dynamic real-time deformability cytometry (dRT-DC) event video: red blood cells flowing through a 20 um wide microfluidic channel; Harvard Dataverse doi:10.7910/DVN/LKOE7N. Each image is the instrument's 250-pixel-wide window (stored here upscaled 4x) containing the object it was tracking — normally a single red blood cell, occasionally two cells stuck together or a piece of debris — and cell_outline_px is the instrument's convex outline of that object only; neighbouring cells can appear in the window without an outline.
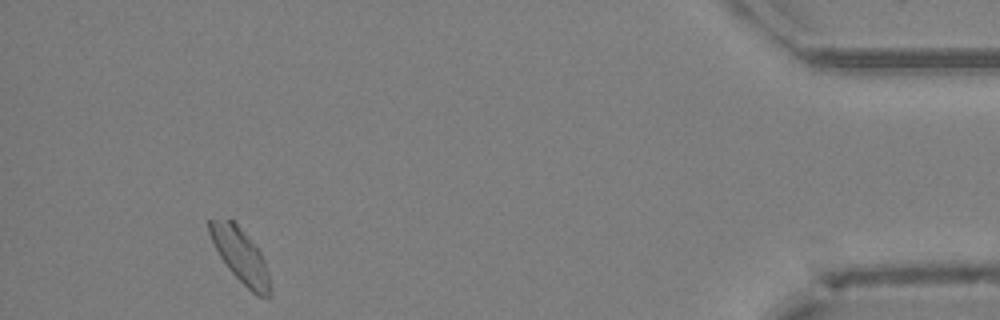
{"species": "Egyptian fruit bat (a non-hibernating species)", "species_latin": "Rousettus aegyptiacus", "temperature_condition": "cold", "stored_images_in_passage": 40, "camera_frame_rate_fps": 3000, "um_per_image_px": 0.085, "animal": {"sex": "female"}, "frame": {"image": 1, "passage_image": 40, "time_ms": 13.0, "image_size_px": [1000, 320], "cell_outline_px": [[272, 296], [268, 300], [256, 296], [228, 268], [220, 256], [208, 232], [208, 220], [232, 220], [240, 228], [260, 252], [264, 260], [268, 272]], "centroid_in_image_um": [20.48, 21.8], "position_along_channel_um": 414.7, "area_um2": 18.73}}